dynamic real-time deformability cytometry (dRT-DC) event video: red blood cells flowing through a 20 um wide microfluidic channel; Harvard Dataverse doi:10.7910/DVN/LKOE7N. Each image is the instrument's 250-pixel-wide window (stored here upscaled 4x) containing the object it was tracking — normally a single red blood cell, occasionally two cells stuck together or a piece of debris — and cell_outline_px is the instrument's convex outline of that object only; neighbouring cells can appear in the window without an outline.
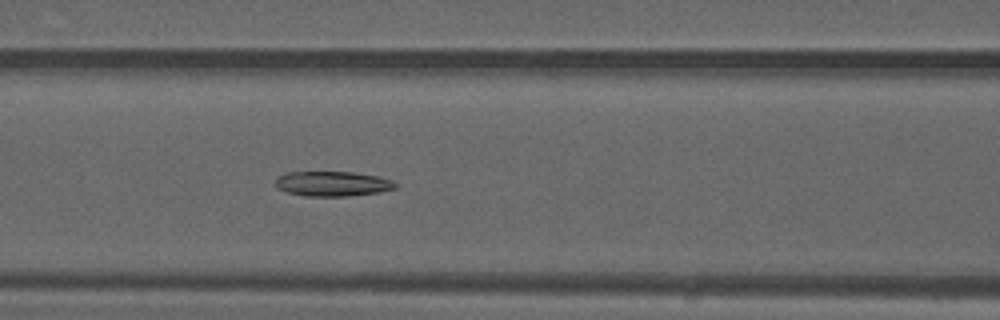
{"species": "common noctule bat (a hibernating species)", "species_latin": "Nyctalus noctula", "temperature_condition": "warm", "stored_images_in_passage": 51, "camera_frame_rate_fps": 3000, "um_per_image_px": 0.085, "animal": {"sex": "male", "forearm_length_mm": 52.5}, "frame": {"image": 1, "passage_image": 21, "time_ms": 6.667, "image_size_px": [1000, 320], "cell_outline_px": [[396, 188], [380, 192], [348, 196], [304, 196], [288, 192], [276, 188], [276, 176], [288, 172], [352, 172], [376, 176], [392, 180], [396, 184]], "centroid_in_image_um": [28.24, 15.62], "position_along_channel_um": 138.4, "area_um2": 17.4}}
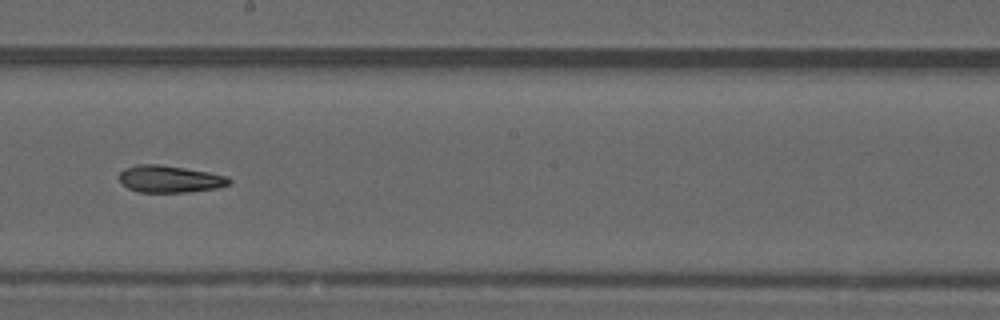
{"frame": {"image": 2, "passage_image": 28, "time_ms": 9.0, "image_size_px": [1000, 320], "cell_outline_px": [[232, 180], [228, 184], [216, 188], [188, 192], [140, 192], [128, 188], [116, 176], [124, 168], [136, 164], [160, 164], [208, 172], [228, 176]], "centroid_in_image_um": [14.4, 15.2], "position_along_channel_um": 233.8, "area_um2": 17.34}}
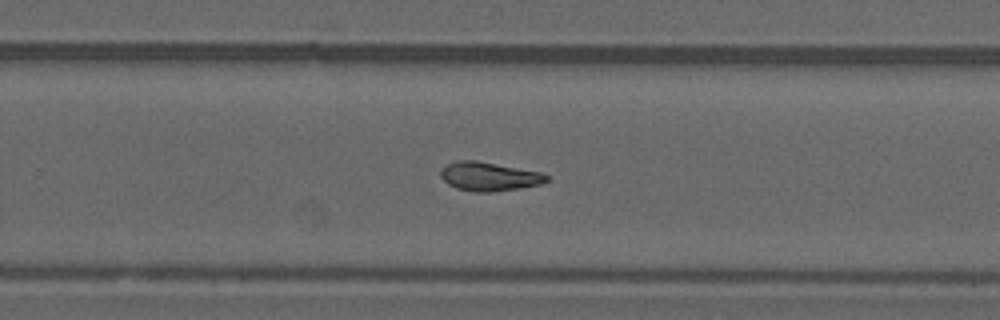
{"frame": {"image": 3, "passage_image": 32, "time_ms": 10.333, "image_size_px": [1000, 320], "cell_outline_px": [[548, 180], [540, 184], [520, 188], [488, 192], [476, 192], [456, 188], [448, 184], [440, 176], [440, 172], [448, 164], [456, 160], [476, 160], [540, 172], [548, 176]], "centroid_in_image_um": [41.55, 15.0], "position_along_channel_um": 288.2, "area_um2": 17.57}, "authors_computed_cell_mechanics": {"area_um2": 17.9758, "velocity_mm_per_s": 4.0988, "shape_relaxation_time_tau1_ms": null, "shape_relaxation_time_tau2_ms": 7.5658, "deformation_change_tau1": null, "deformation_change_tau2": 0.1574}}